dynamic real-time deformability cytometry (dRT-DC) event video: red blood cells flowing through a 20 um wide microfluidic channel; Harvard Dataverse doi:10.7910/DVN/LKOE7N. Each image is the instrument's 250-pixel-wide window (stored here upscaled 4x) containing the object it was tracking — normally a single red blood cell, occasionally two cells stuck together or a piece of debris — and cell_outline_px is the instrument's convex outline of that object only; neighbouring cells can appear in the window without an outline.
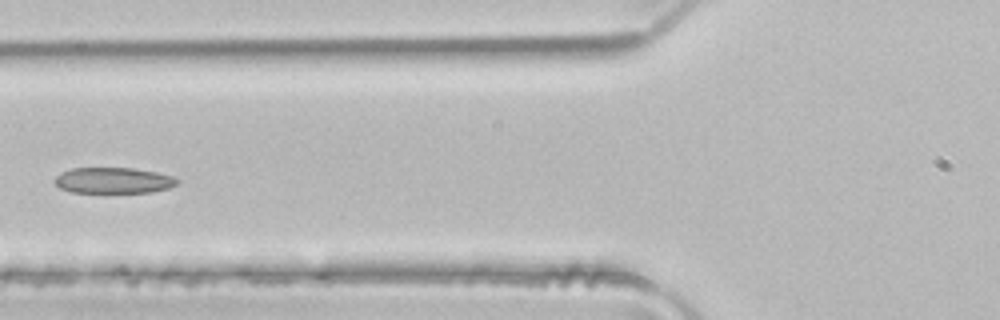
{"species": "common noctule bat (a hibernating species)", "species_latin": "Nyctalus noctula", "temperature_condition": "room temperature", "stored_images_in_passage": 5, "camera_frame_rate_fps": 3000, "um_per_image_px": 0.085, "animal": {"sex": "male", "body_mass_g": 21.5, "forearm_length_mm": 52.0}, "frame": {"image": 1, "passage_image": 5, "time_ms": 1.333, "image_size_px": [1000, 320], "cell_outline_px": [[176, 184], [168, 188], [152, 192], [72, 192], [60, 188], [52, 180], [60, 172], [72, 168], [132, 168], [156, 172], [172, 176], [176, 180]], "centroid_in_image_um": [9.58, 15.33], "position_along_channel_um": 116.2, "area_um2": 18.32}}